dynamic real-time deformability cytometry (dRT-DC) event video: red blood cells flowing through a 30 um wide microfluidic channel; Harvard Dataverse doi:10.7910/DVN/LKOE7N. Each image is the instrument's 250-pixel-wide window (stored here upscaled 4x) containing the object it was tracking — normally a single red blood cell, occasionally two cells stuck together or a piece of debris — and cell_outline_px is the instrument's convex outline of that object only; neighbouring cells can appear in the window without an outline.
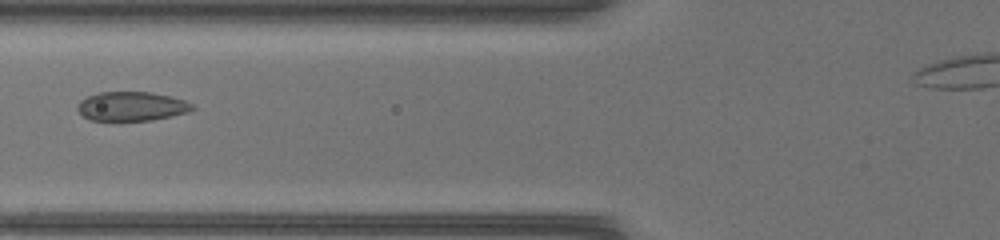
{"species": "common noctule bat (a hibernating species)", "species_latin": "Nyctalus noctula", "temperature_condition": "warm", "stored_images_in_passage": 29, "camera_frame_rate_fps": 3000, "um_per_image_px": 0.085, "animal": {"sex": "female", "body_mass_g": 17.0, "forearm_length_mm": 48.0}, "frame": {"image": 1, "passage_image": 5, "time_ms": 1.333, "image_size_px": [1000, 240], "cell_outline_px": [[196, 108], [188, 112], [172, 116], [152, 120], [88, 120], [76, 108], [80, 100], [88, 96], [100, 92], [152, 92], [184, 100], [192, 104]], "centroid_in_image_um": [11.19, 9.03], "position_along_channel_um": 114.6, "area_um2": 19.42}}
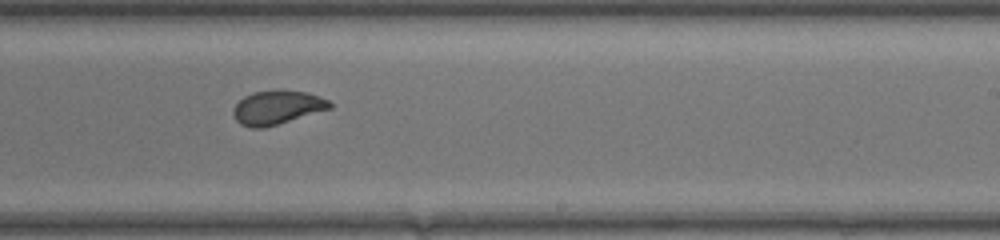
{"frame": {"image": 2, "passage_image": 15, "time_ms": 4.667, "image_size_px": [1000, 240], "cell_outline_px": [[332, 108], [264, 128], [252, 128], [240, 124], [236, 120], [232, 112], [232, 108], [244, 96], [252, 92], [308, 92], [328, 100], [332, 104]], "centroid_in_image_um": [23.53, 9.17], "position_along_channel_um": 265.5, "area_um2": 18.55}}
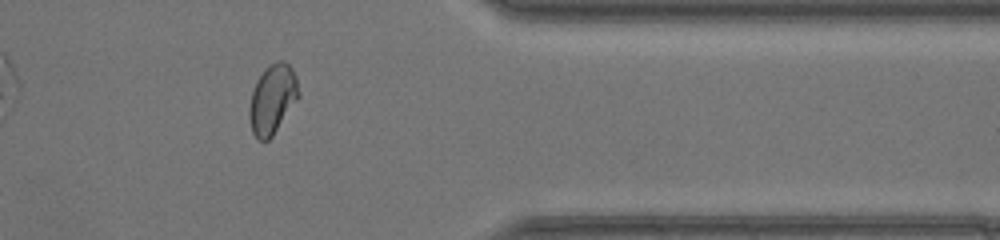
{"frame": {"image": 3, "passage_image": 24, "time_ms": 7.667, "image_size_px": [1000, 240], "cell_outline_px": [[300, 96], [272, 136], [268, 140], [256, 140], [252, 132], [248, 116], [248, 108], [252, 92], [256, 80], [264, 68], [268, 64], [276, 60], [284, 60], [292, 68], [296, 76], [300, 92]], "centroid_in_image_um": [23.15, 8.4], "position_along_channel_um": 388.3, "area_um2": 20.29}}